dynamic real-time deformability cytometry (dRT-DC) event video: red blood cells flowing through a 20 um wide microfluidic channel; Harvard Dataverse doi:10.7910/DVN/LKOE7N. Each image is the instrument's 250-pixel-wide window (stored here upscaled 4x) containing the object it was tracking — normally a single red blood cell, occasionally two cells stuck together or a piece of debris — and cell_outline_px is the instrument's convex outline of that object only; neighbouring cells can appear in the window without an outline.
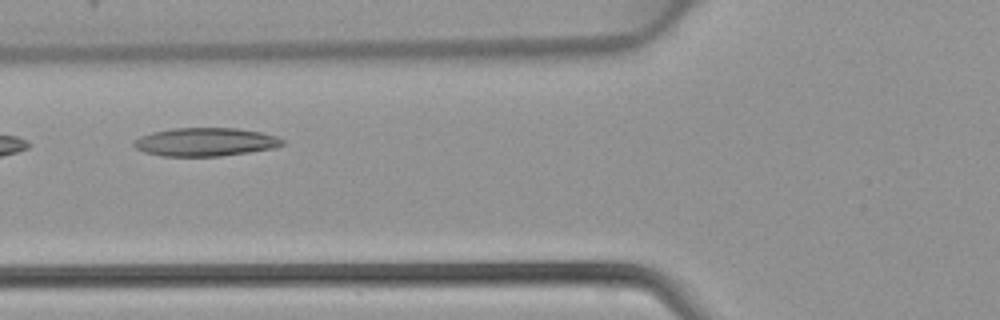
{"species": "common noctule bat (a hibernating species)", "species_latin": "Nyctalus noctula", "temperature_condition": "warm", "stored_images_in_passage": 3, "camera_frame_rate_fps": 3000, "um_per_image_px": 0.085, "animal": {"sex": "female", "body_mass_g": 22.7, "forearm_length_mm": 54.2}, "frame": {"image": 1, "passage_image": 3, "time_ms": 0.667, "image_size_px": [1000, 320], "cell_outline_px": [[284, 144], [276, 148], [220, 156], [160, 156], [144, 152], [136, 148], [132, 144], [140, 136], [152, 132], [172, 128], [236, 128], [260, 132], [276, 136], [284, 140]], "centroid_in_image_um": [17.45, 12.07], "position_along_channel_um": 108.3, "area_um2": 24.57}}